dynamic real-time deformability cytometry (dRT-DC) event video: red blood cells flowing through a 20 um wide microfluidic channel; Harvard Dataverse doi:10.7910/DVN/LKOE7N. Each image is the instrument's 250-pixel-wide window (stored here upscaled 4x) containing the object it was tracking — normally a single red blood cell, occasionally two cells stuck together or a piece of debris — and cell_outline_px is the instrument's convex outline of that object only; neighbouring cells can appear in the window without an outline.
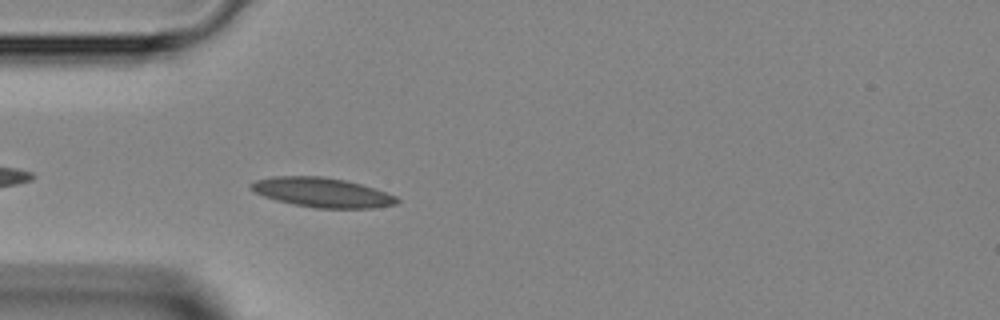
{"species": "Egyptian fruit bat (a non-hibernating species)", "species_latin": "Rousettus aegyptiacus", "temperature_condition": "room temperature", "stored_images_in_passage": 36, "camera_frame_rate_fps": 3000, "um_per_image_px": 0.085, "animal": {"sex": "female"}, "frame": {"image": 1, "passage_image": 3, "time_ms": 0.667, "image_size_px": [1000, 320], "cell_outline_px": [[400, 200], [396, 204], [372, 208], [316, 208], [292, 204], [276, 200], [264, 196], [248, 188], [248, 184], [256, 180], [272, 176], [324, 176], [344, 180], [360, 184], [396, 196]], "centroid_in_image_um": [27.33, 16.35], "position_along_channel_um": 57.7, "area_um2": 25.03}}
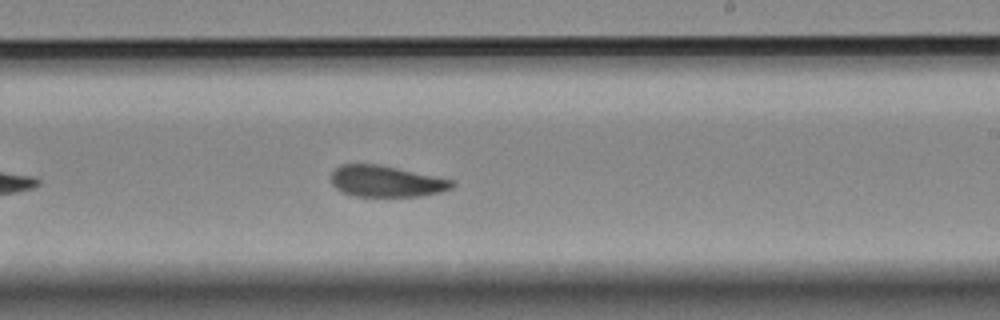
{"frame": {"image": 2, "passage_image": 17, "time_ms": 5.333, "image_size_px": [1000, 320], "cell_outline_px": [[456, 184], [452, 188], [440, 192], [420, 196], [356, 196], [344, 192], [336, 188], [332, 184], [332, 172], [340, 164], [380, 164], [452, 180]], "centroid_in_image_um": [32.82, 15.4], "position_along_channel_um": 256.2, "area_um2": 21.85}}
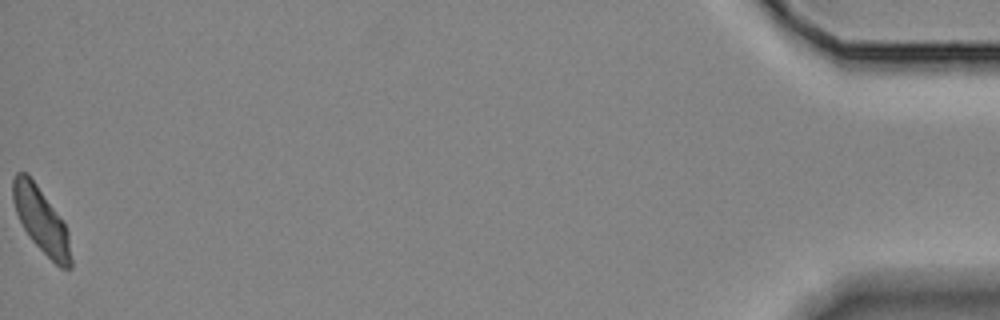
{"frame": {"image": 3, "passage_image": 36, "time_ms": 11.667, "image_size_px": [1000, 320], "cell_outline_px": [[72, 268], [60, 268], [32, 240], [24, 228], [16, 212], [12, 200], [12, 176], [16, 172], [28, 172], [64, 220], [68, 232], [72, 260]], "centroid_in_image_um": [3.51, 18.67], "position_along_channel_um": 431.7, "area_um2": 22.25}}